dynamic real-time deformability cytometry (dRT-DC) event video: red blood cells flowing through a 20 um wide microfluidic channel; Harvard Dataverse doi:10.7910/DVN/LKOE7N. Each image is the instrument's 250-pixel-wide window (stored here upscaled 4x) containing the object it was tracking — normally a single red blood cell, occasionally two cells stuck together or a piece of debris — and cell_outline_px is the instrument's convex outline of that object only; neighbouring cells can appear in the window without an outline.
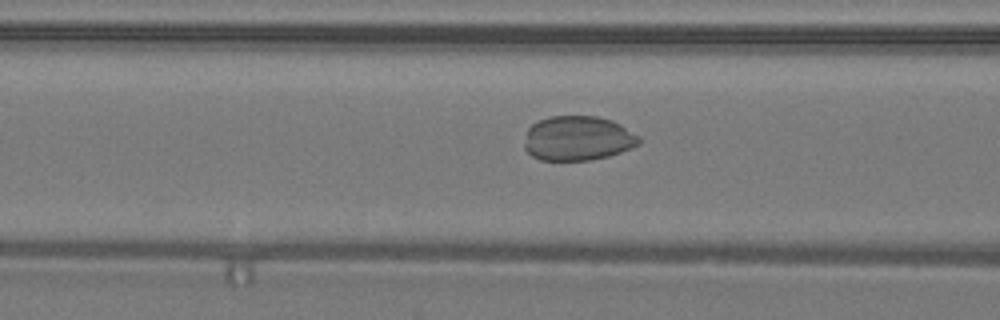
{"species": "common noctule bat (a hibernating species)", "species_latin": "Nyctalus noctula", "temperature_condition": "warm", "stored_images_in_passage": 45, "camera_frame_rate_fps": 3000, "um_per_image_px": 0.085, "animal": {"sex": "male", "body_mass_g": 19.2, "forearm_length_mm": 51.8}, "frame": {"image": 1, "passage_image": 16, "time_ms": 5.0, "image_size_px": [1000, 320], "cell_outline_px": [[640, 144], [620, 152], [608, 156], [592, 160], [540, 160], [532, 156], [524, 148], [524, 144], [528, 128], [532, 124], [548, 116], [596, 116], [612, 120], [620, 124], [640, 136]], "centroid_in_image_um": [49.11, 11.75], "position_along_channel_um": 117.5, "area_um2": 29.88}}
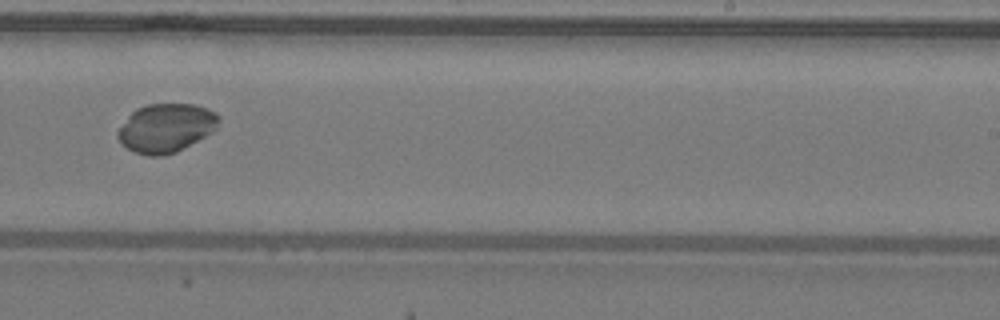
{"frame": {"image": 2, "passage_image": 27, "time_ms": 8.667, "image_size_px": [1000, 320], "cell_outline_px": [[220, 120], [216, 128], [212, 132], [176, 152], [164, 156], [148, 156], [132, 152], [120, 144], [116, 136], [116, 132], [128, 116], [136, 108], [148, 104], [196, 104], [208, 108], [216, 112], [220, 116]], "centroid_in_image_um": [14.09, 10.88], "position_along_channel_um": 274.9, "area_um2": 29.02}}
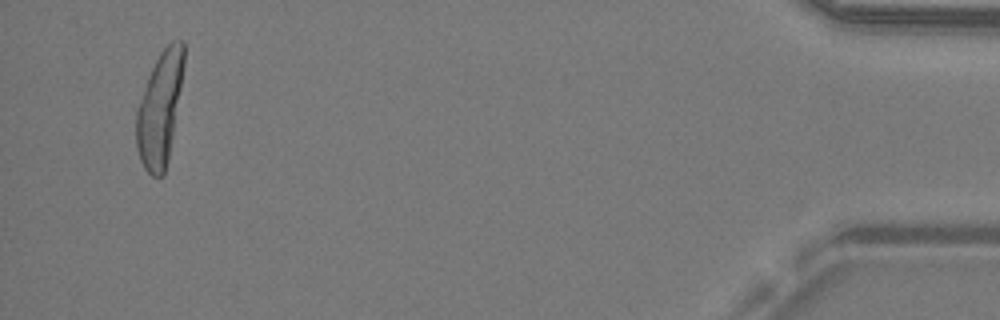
{"frame": {"image": 3, "passage_image": 43, "time_ms": 14.0, "image_size_px": [1000, 320], "cell_outline_px": [[184, 64], [168, 160], [164, 176], [152, 176], [144, 168], [140, 160], [136, 148], [136, 112], [148, 76], [160, 52], [172, 40], [184, 40]], "centroid_in_image_um": [13.57, 9.25], "position_along_channel_um": 421.6, "area_um2": 31.04}}